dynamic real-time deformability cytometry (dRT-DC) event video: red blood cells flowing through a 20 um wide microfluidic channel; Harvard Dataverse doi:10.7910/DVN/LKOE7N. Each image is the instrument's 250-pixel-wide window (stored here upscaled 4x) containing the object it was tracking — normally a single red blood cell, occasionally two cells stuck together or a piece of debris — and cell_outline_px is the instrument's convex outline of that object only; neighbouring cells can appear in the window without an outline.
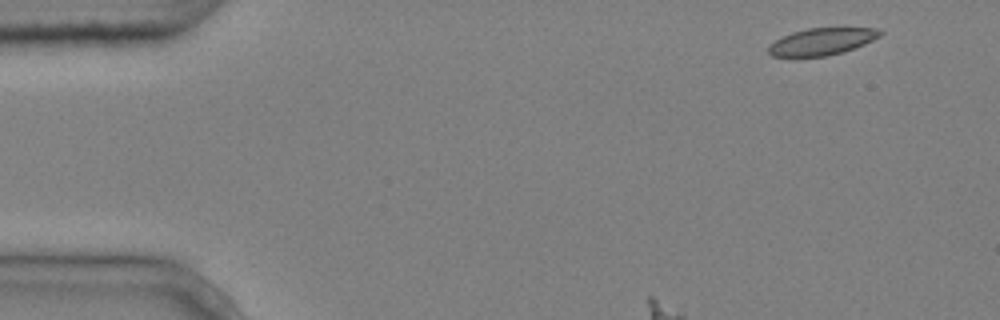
{"species": "common noctule bat (a hibernating species)", "species_latin": "Nyctalus noctula", "temperature_condition": "cold", "stored_images_in_passage": 4, "camera_frame_rate_fps": 3000, "um_per_image_px": 0.085, "animal": {"sex": "male", "body_mass_g": 20.4}, "frame": {"image": 1, "passage_image": 1, "time_ms": 0.0, "image_size_px": [1000, 320], "cell_outline_px": [[884, 32], [880, 36], [864, 44], [840, 52], [824, 56], [796, 60], [772, 56], [768, 52], [768, 44], [792, 32], [808, 28], [876, 28]], "centroid_in_image_um": [69.75, 3.57], "position_along_channel_um": 15.2, "area_um2": 17.98}}
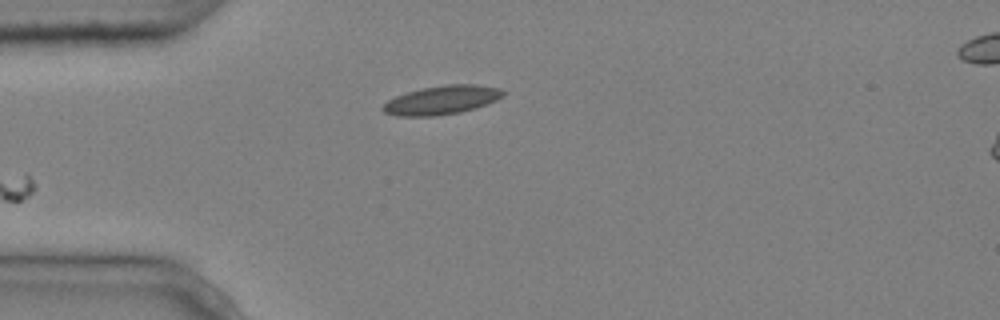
{"frame": {"image": 2, "passage_image": 4, "time_ms": 1.0, "image_size_px": [1000, 320], "cell_outline_px": [[504, 96], [496, 100], [460, 112], [432, 116], [396, 116], [384, 112], [380, 108], [388, 100], [396, 96], [420, 88], [444, 84], [476, 84], [500, 88], [504, 92]], "centroid_in_image_um": [37.52, 8.49], "position_along_channel_um": 47.5, "area_um2": 20.06}}